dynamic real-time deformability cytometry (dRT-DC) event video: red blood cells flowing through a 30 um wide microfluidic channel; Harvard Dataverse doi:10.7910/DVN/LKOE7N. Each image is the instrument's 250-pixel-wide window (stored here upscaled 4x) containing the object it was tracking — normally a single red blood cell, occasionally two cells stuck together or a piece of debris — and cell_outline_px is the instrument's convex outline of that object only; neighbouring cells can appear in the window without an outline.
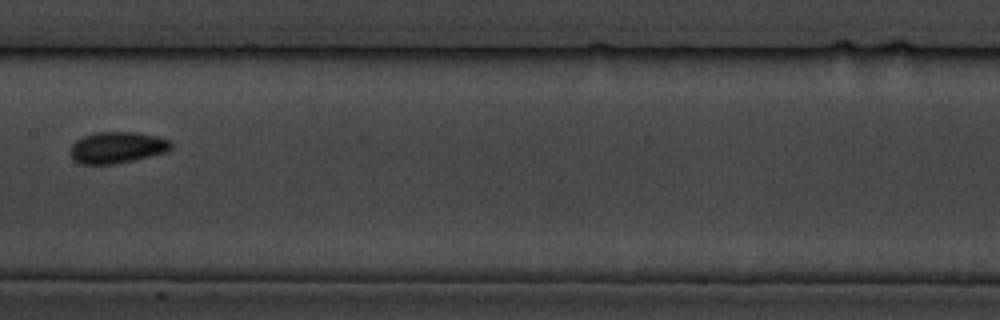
{"species": "common noctule bat (a hibernating species)", "species_latin": "Nyctalus noctula", "temperature_condition": "cold", "stored_images_in_passage": 10, "camera_frame_rate_fps": 3000, "um_per_image_px": 0.085, "animal": {"sex": "male", "body_mass_g": 19.5, "forearm_length_mm": 54.6}, "frame": {"image": 1, "passage_image": 9, "time_ms": 9.333, "image_size_px": [1000, 320], "cell_outline_px": [[172, 148], [164, 152], [132, 160], [112, 164], [80, 164], [72, 160], [68, 152], [72, 144], [76, 140], [84, 136], [96, 132], [136, 132], [156, 136], [168, 140], [172, 144]], "centroid_in_image_um": [9.88, 12.54], "position_along_channel_um": 197.5, "area_um2": 18.38}}
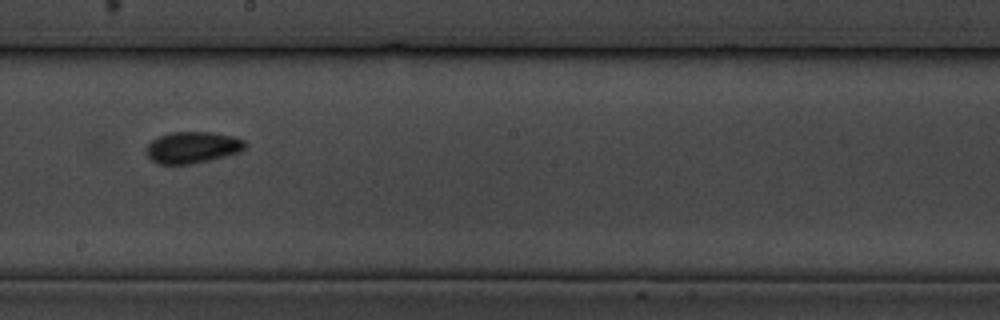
{"frame": {"image": 2, "passage_image": 10, "time_ms": 10.333, "image_size_px": [1000, 320], "cell_outline_px": [[248, 144], [240, 152], [192, 164], [160, 164], [152, 160], [148, 156], [144, 148], [152, 140], [160, 136], [172, 132], [212, 132], [236, 136], [244, 140]], "centroid_in_image_um": [16.38, 12.52], "position_along_channel_um": 231.8, "area_um2": 18.21}}